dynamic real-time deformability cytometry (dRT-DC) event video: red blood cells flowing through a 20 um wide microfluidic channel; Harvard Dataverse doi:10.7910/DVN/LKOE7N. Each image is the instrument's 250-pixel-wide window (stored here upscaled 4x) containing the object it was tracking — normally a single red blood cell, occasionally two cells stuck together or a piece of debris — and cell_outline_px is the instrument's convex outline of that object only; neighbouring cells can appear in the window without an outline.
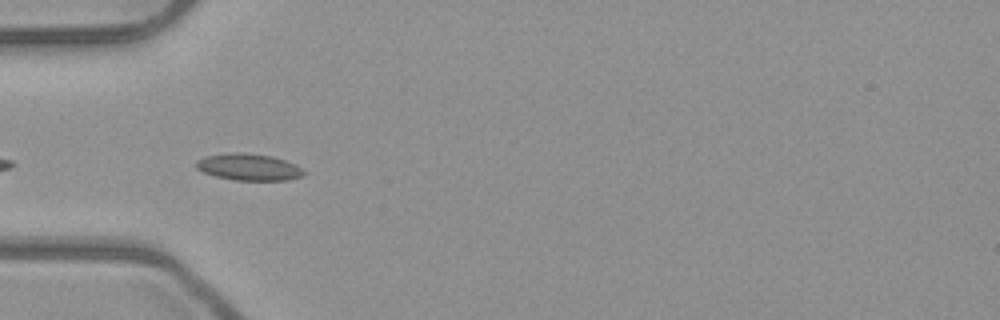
{"species": "common noctule bat (a hibernating species)", "species_latin": "Nyctalus noctula", "temperature_condition": "room temperature", "stored_images_in_passage": 6, "camera_frame_rate_fps": 3000, "um_per_image_px": 0.085, "animal": {"sex": "male", "body_mass_g": 23.1, "forearm_length_mm": 52.7}, "frame": {"image": 1, "passage_image": 4, "time_ms": 1.0, "image_size_px": [1000, 320], "cell_outline_px": [[308, 172], [304, 176], [288, 180], [232, 180], [216, 176], [204, 172], [196, 168], [196, 160], [204, 156], [232, 152], [240, 152], [272, 156], [296, 164]], "centroid_in_image_um": [21.18, 14.2], "position_along_channel_um": 63.8, "area_um2": 16.94}}
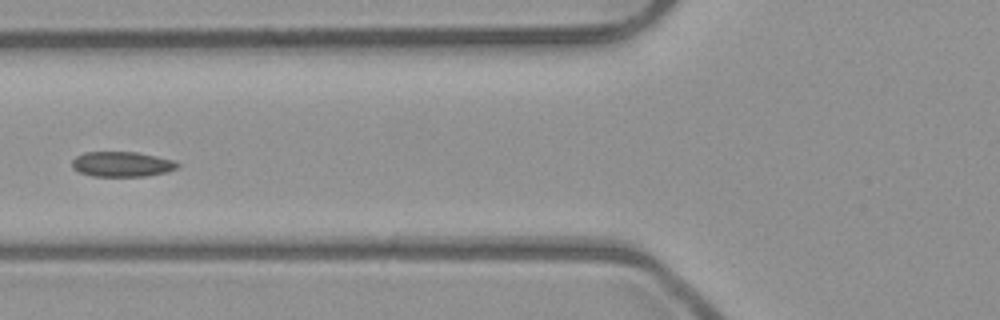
{"frame": {"image": 2, "passage_image": 5, "time_ms": 1.333, "image_size_px": [1000, 320], "cell_outline_px": [[180, 164], [176, 168], [168, 172], [148, 176], [92, 176], [80, 172], [72, 168], [72, 160], [76, 156], [84, 152], [136, 152], [176, 160]], "centroid_in_image_um": [10.38, 13.95], "position_along_channel_um": 115.4, "area_um2": 15.55}}
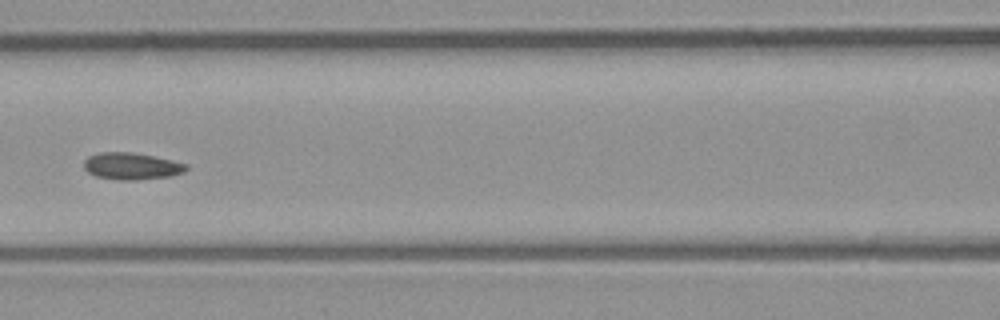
{"frame": {"image": 3, "passage_image": 6, "time_ms": 1.667, "image_size_px": [1000, 320], "cell_outline_px": [[188, 168], [184, 172], [172, 176], [136, 180], [116, 180], [96, 176], [88, 172], [84, 168], [84, 160], [88, 156], [100, 152], [132, 152], [172, 160], [188, 164]], "centroid_in_image_um": [11.19, 14.12], "position_along_channel_um": 155.4, "area_um2": 16.13}}